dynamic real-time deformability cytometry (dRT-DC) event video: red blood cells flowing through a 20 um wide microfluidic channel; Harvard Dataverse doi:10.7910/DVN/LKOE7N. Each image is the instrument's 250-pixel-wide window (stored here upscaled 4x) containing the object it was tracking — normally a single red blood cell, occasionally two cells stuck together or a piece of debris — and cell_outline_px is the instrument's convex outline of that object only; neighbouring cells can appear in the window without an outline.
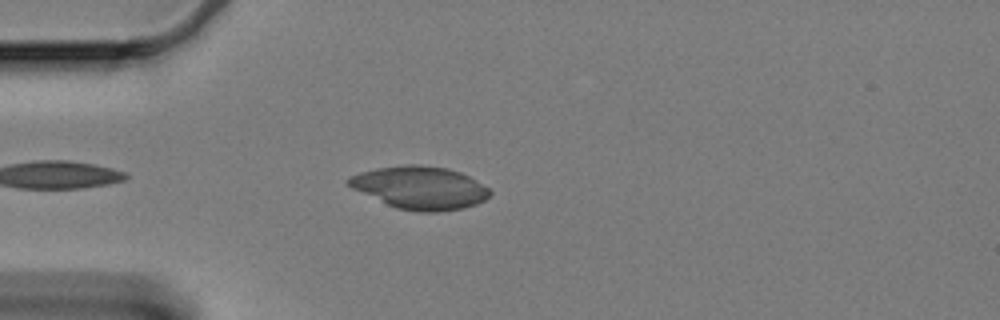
{"species": "Egyptian fruit bat (a non-hibernating species)", "species_latin": "Rousettus aegyptiacus", "temperature_condition": "cold", "stored_images_in_passage": 28, "camera_frame_rate_fps": 3000, "um_per_image_px": 0.085, "animal": {"sex": "female"}, "frame": {"image": 1, "passage_image": 1, "time_ms": 0.0, "image_size_px": [1000, 320], "cell_outline_px": [[492, 192], [484, 200], [476, 204], [464, 208], [436, 212], [420, 212], [396, 208], [352, 188], [344, 180], [348, 176], [360, 172], [376, 168], [404, 164], [420, 164], [448, 168], [460, 172], [468, 176], [488, 188]], "centroid_in_image_um": [35.68, 15.94], "position_along_channel_um": 49.3, "area_um2": 35.26}}
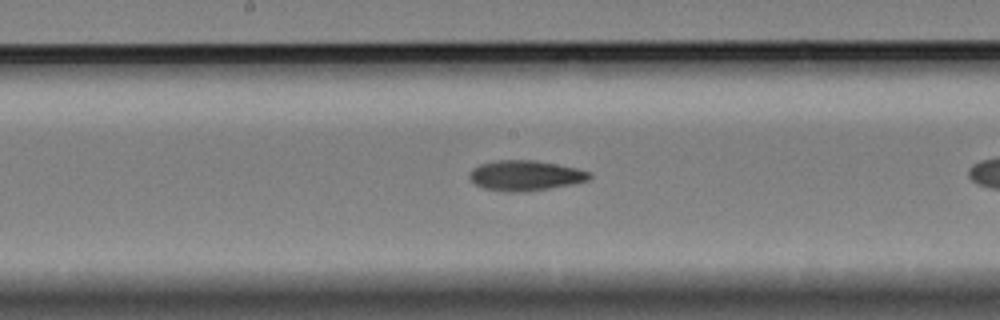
{"frame": {"image": 2, "passage_image": 12, "time_ms": 3.667, "image_size_px": [1000, 320], "cell_outline_px": [[592, 176], [588, 180], [572, 184], [524, 192], [512, 192], [484, 188], [476, 184], [468, 176], [468, 172], [472, 168], [480, 164], [496, 160], [536, 160], [576, 168], [592, 172]], "centroid_in_image_um": [44.65, 14.91], "position_along_channel_um": 203.6, "area_um2": 21.1}}
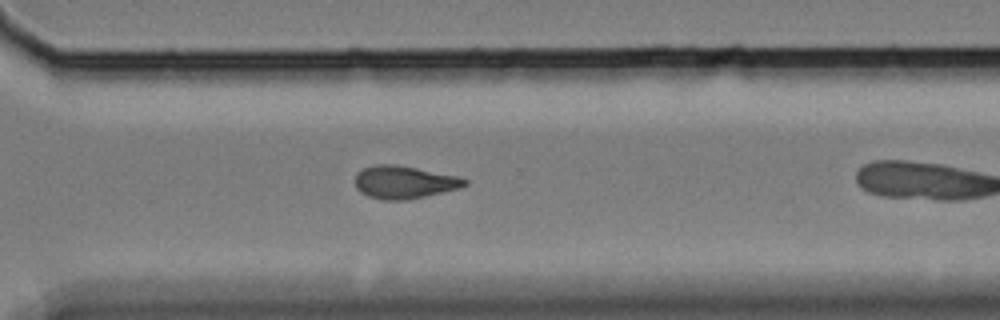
{"frame": {"image": 3, "passage_image": 24, "time_ms": 7.667, "image_size_px": [1000, 320], "cell_outline_px": [[468, 184], [460, 188], [408, 200], [384, 200], [368, 196], [360, 192], [356, 188], [356, 172], [364, 168], [376, 164], [396, 164], [460, 176], [468, 180]], "centroid_in_image_um": [34.37, 15.48], "position_along_channel_um": 336.2, "area_um2": 21.1}}